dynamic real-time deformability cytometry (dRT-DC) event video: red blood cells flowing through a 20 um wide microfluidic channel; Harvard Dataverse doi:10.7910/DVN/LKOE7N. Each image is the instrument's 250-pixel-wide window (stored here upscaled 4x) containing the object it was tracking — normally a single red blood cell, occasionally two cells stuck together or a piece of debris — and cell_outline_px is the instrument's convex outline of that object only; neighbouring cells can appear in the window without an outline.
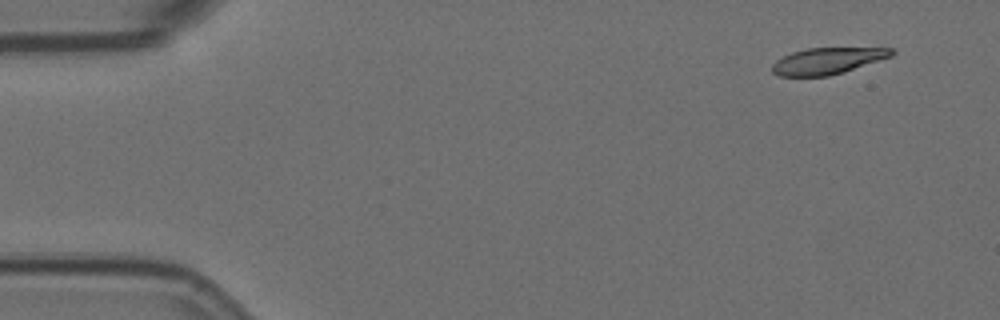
{"species": "Egyptian fruit bat (a non-hibernating species)", "species_latin": "Rousettus aegyptiacus", "temperature_condition": "room temperature", "stored_images_in_passage": 5, "camera_frame_rate_fps": 3000, "um_per_image_px": 0.085, "animal": {"sex": "female"}, "frame": {"image": 1, "passage_image": 1, "time_ms": 0.0, "image_size_px": [1000, 320], "cell_outline_px": [[896, 52], [892, 56], [844, 72], [828, 76], [780, 76], [772, 72], [772, 64], [776, 60], [792, 52], [808, 48], [896, 48]], "centroid_in_image_um": [70.35, 5.17], "position_along_channel_um": 14.6, "area_um2": 18.38}}
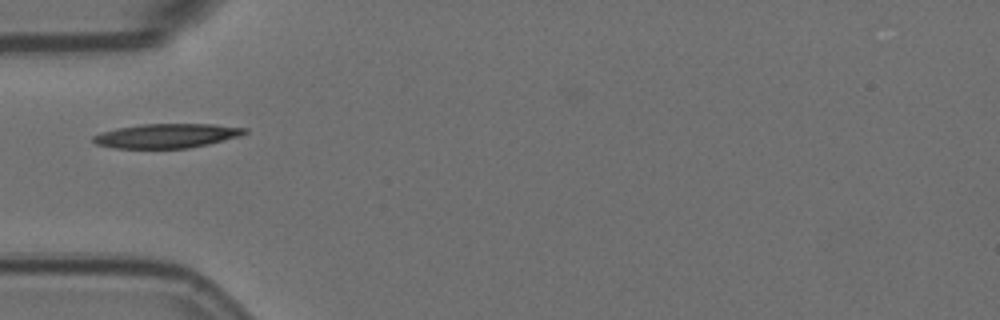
{"frame": {"image": 2, "passage_image": 5, "time_ms": 1.333, "image_size_px": [1000, 320], "cell_outline_px": [[248, 132], [240, 136], [208, 144], [188, 148], [116, 148], [96, 144], [92, 140], [92, 136], [116, 128], [140, 124], [212, 124], [248, 128]], "centroid_in_image_um": [14.19, 11.54], "position_along_channel_um": 70.8, "area_um2": 21.39}}